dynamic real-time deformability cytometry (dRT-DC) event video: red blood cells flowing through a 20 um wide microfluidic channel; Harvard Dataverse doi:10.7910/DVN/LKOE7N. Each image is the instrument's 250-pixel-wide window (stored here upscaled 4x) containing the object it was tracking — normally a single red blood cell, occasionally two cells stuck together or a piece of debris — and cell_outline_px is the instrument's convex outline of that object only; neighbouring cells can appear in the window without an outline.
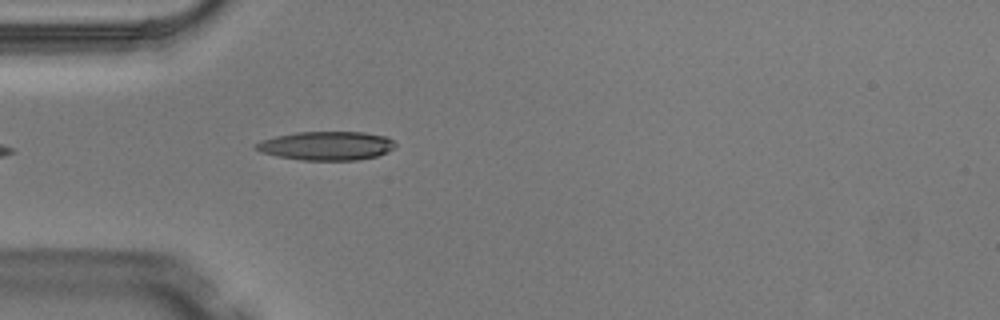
{"species": "Egyptian fruit bat (a non-hibernating species)", "species_latin": "Rousettus aegyptiacus", "temperature_condition": "warm", "stored_images_in_passage": 5, "camera_frame_rate_fps": 3000, "um_per_image_px": 0.085, "animal": {"sex": "male"}, "frame": {"image": 1, "passage_image": 5, "time_ms": 1.333, "image_size_px": [1000, 320], "cell_outline_px": [[396, 148], [388, 152], [376, 156], [356, 160], [300, 160], [260, 152], [252, 144], [260, 140], [276, 136], [296, 132], [364, 132], [388, 136], [396, 144]], "centroid_in_image_um": [27.77, 12.38], "position_along_channel_um": 57.2, "area_um2": 23.52}}